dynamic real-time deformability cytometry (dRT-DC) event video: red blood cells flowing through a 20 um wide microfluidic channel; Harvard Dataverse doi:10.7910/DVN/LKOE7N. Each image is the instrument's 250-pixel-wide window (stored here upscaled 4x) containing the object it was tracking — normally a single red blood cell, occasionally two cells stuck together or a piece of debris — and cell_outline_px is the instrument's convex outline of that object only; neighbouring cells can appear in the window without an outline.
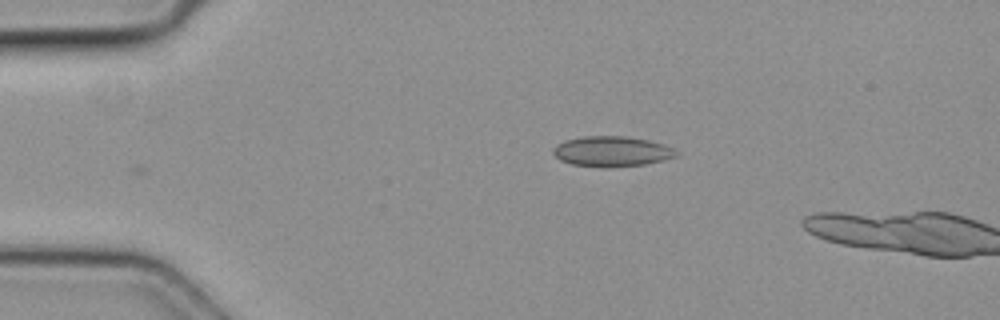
{"species": "common noctule bat (a hibernating species)", "species_latin": "Nyctalus noctula", "temperature_condition": "cold", "stored_images_in_passage": 4, "camera_frame_rate_fps": 3000, "um_per_image_px": 0.085, "animal": {"sex": "female", "body_mass_g": 19.3, "forearm_length_mm": 54.1}, "frame": {"image": 1, "passage_image": 4, "time_ms": 1.0, "image_size_px": [1000, 320], "cell_outline_px": [[680, 152], [676, 156], [664, 160], [644, 164], [604, 168], [572, 164], [560, 160], [552, 152], [552, 148], [556, 144], [564, 140], [584, 136], [624, 136], [648, 140], [664, 144]], "centroid_in_image_um": [51.99, 12.87], "position_along_channel_um": 33.0, "area_um2": 21.85}}